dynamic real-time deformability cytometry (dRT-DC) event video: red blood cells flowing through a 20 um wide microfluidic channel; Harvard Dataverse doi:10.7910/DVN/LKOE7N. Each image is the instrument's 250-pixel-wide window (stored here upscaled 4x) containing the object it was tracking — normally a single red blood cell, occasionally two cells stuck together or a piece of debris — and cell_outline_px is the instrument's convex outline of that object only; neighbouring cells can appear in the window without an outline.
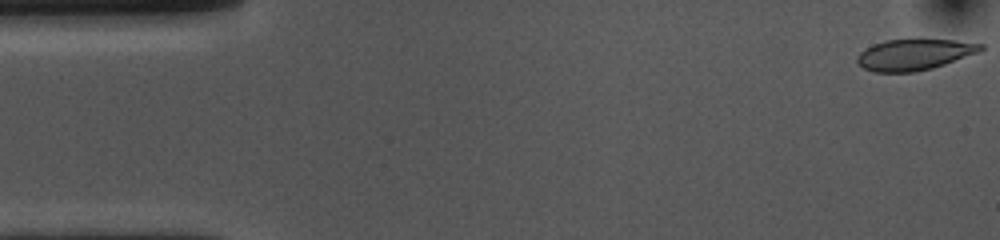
{"species": "common noctule bat (a hibernating species)", "species_latin": "Nyctalus noctula", "temperature_condition": "cold", "stored_images_in_passage": 53, "camera_frame_rate_fps": 3000, "um_per_image_px": 0.085, "animal": {"sex": "female", "body_mass_g": 10.0, "forearm_length_mm": 53.1}, "frame": {"image": 1, "passage_image": 1, "time_ms": 0.0, "image_size_px": [1000, 240], "cell_outline_px": [[984, 48], [980, 52], [932, 68], [912, 72], [876, 72], [864, 68], [856, 60], [856, 56], [864, 48], [872, 44], [884, 40], [952, 40], [984, 44]], "centroid_in_image_um": [77.69, 4.63], "position_along_channel_um": 7.3, "area_um2": 22.2}}
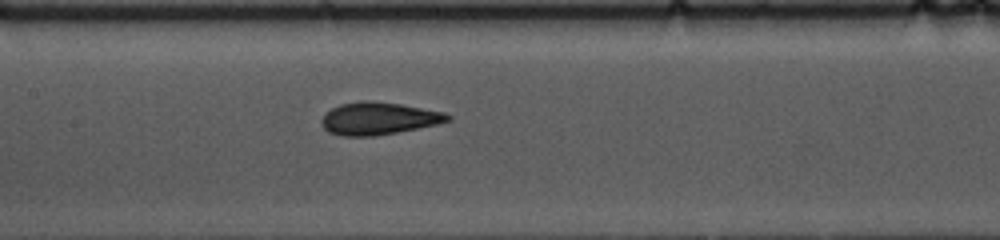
{"frame": {"image": 2, "passage_image": 24, "time_ms": 7.667, "image_size_px": [1000, 240], "cell_outline_px": [[452, 120], [436, 124], [396, 132], [372, 136], [340, 136], [328, 132], [324, 128], [320, 120], [324, 112], [340, 104], [360, 100], [372, 100], [400, 104], [444, 112], [452, 116]], "centroid_in_image_um": [32.13, 10.06], "position_along_channel_um": 175.3, "area_um2": 23.93}}
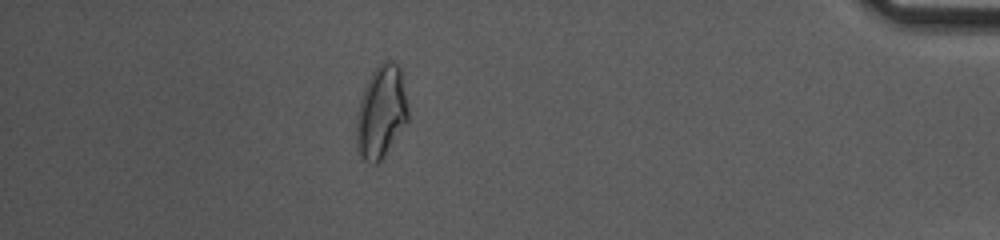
{"frame": {"image": 3, "passage_image": 47, "time_ms": 15.333, "image_size_px": [1000, 240], "cell_outline_px": [[408, 120], [384, 156], [376, 164], [372, 164], [364, 160], [356, 152], [356, 116], [360, 100], [364, 88], [372, 72], [384, 60], [392, 60], [400, 64], [404, 76], [408, 108]], "centroid_in_image_um": [32.41, 9.49], "position_along_channel_um": 402.8, "area_um2": 28.38}, "authors_computed_cell_mechanics": {"area_um2": 23.5824, "velocity_mm_per_s": 3.6444, "shape_relaxation_time_tau1_ms": 5.7864, "shape_relaxation_time_tau2_ms": 1.8149, "deformation_change_tau1": 0.1619, "deformation_change_tau2": 0.0676}}